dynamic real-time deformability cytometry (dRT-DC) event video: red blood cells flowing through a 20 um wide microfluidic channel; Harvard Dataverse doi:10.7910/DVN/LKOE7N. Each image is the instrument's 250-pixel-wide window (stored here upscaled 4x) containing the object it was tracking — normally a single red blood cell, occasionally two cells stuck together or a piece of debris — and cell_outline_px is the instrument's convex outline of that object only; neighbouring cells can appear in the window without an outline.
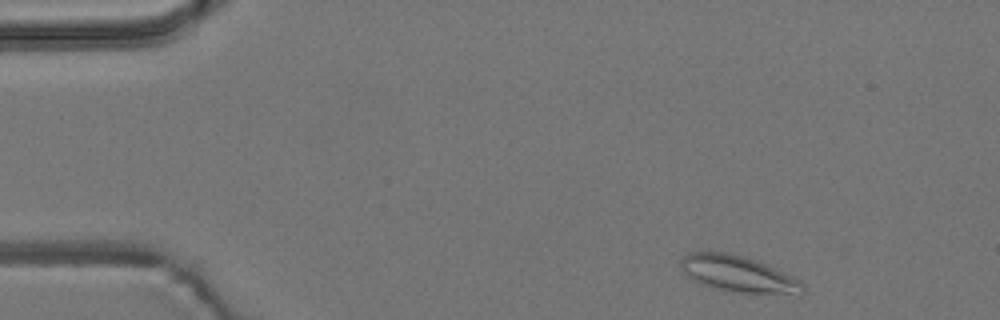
{"species": "common noctule bat (a hibernating species)", "species_latin": "Nyctalus noctula", "temperature_condition": "room temperature", "stored_images_in_passage": 10, "camera_frame_rate_fps": 3000, "um_per_image_px": 0.085, "animal": {"sex": "male", "body_mass_g": 19.2, "forearm_length_mm": 51.8}, "frame": {"image": 1, "passage_image": 1, "time_ms": 0.0, "image_size_px": [1000, 320], "cell_outline_px": [[804, 292], [732, 292], [700, 284], [688, 276], [684, 272], [680, 264], [680, 260], [688, 252], [728, 252], [744, 256], [784, 272], [792, 276], [804, 284]], "centroid_in_image_um": [62.66, 23.25], "position_along_channel_um": 22.3, "area_um2": 25.03}}
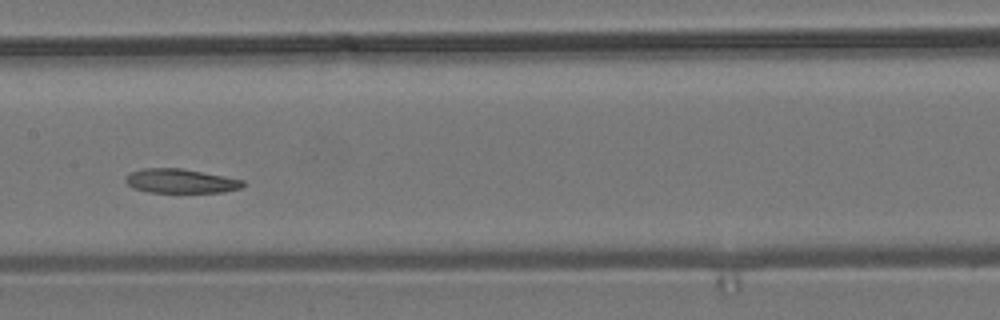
{"frame": {"image": 2, "passage_image": 7, "time_ms": 2.0, "image_size_px": [1000, 320], "cell_outline_px": [[248, 184], [240, 188], [224, 192], [148, 192], [132, 188], [124, 180], [128, 172], [144, 168], [180, 168], [224, 176], [244, 180]], "centroid_in_image_um": [15.34, 15.38], "position_along_channel_um": 192.1, "area_um2": 16.65}}
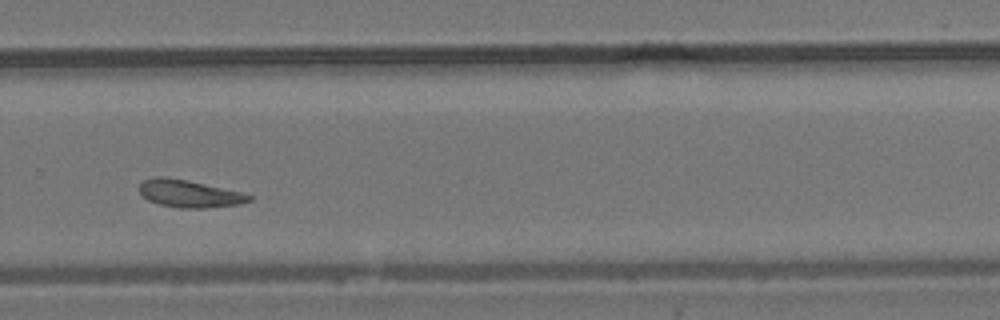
{"frame": {"image": 3, "passage_image": 10, "time_ms": 3.0, "image_size_px": [1000, 320], "cell_outline_px": [[252, 200], [240, 204], [204, 208], [180, 208], [160, 204], [148, 200], [140, 192], [140, 184], [144, 180], [156, 176], [164, 176], [188, 180], [240, 192], [252, 196]], "centroid_in_image_um": [16.08, 16.46], "position_along_channel_um": 313.7, "area_um2": 17.34}}